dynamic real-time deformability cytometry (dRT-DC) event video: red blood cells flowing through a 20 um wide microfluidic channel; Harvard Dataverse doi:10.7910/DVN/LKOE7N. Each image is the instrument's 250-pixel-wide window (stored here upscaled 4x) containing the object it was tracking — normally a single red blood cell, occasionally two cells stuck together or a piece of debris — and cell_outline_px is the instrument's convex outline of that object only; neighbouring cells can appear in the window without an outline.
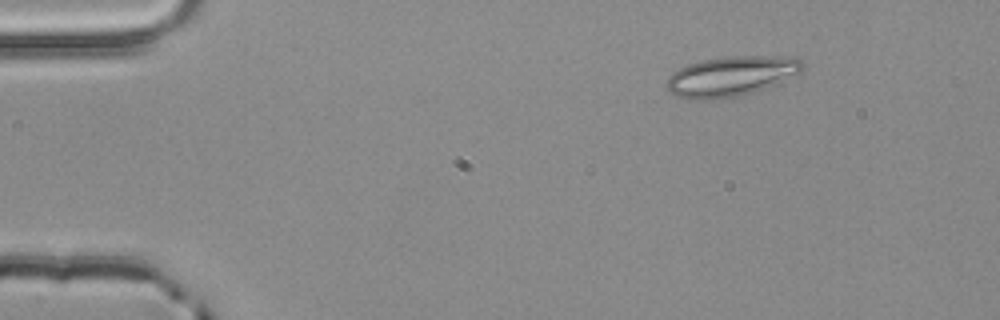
{"species": "common noctule bat (a hibernating species)", "species_latin": "Nyctalus noctula", "temperature_condition": "room temperature", "stored_images_in_passage": 4, "camera_frame_rate_fps": 3000, "um_per_image_px": 0.085, "animal": {"sex": "male", "body_mass_g": 20.4}, "frame": {"image": 1, "passage_image": 2, "time_ms": 0.333, "image_size_px": [1000, 320], "cell_outline_px": [[804, 68], [800, 72], [764, 88], [752, 92], [736, 96], [712, 100], [696, 100], [676, 96], [664, 84], [668, 76], [672, 72], [688, 64], [704, 60], [724, 56], [796, 56], [804, 64]], "centroid_in_image_um": [62.12, 6.46], "position_along_channel_um": 22.9, "area_um2": 31.56}}